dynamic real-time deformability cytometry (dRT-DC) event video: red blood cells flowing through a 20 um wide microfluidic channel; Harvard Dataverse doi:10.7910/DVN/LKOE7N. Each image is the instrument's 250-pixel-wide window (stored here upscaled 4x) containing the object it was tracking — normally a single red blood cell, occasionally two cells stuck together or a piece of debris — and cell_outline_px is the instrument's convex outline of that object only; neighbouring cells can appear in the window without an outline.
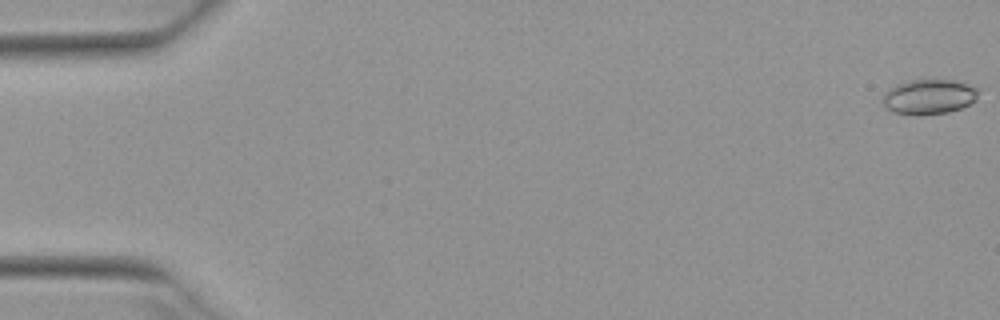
{"species": "Egyptian fruit bat (a non-hibernating species)", "species_latin": "Rousettus aegyptiacus", "temperature_condition": "warm", "stored_images_in_passage": 53, "camera_frame_rate_fps": 3000, "um_per_image_px": 0.085, "animal": {"sex": "female"}, "frame": {"image": 1, "passage_image": 1, "time_ms": 0.0, "image_size_px": [1000, 320], "cell_outline_px": [[980, 88], [976, 100], [960, 108], [948, 112], [916, 116], [892, 112], [884, 108], [880, 100], [884, 92], [896, 84], [912, 80], [952, 80], [968, 84]], "centroid_in_image_um": [78.91, 8.24], "position_along_channel_um": 6.1, "area_um2": 19.83}}
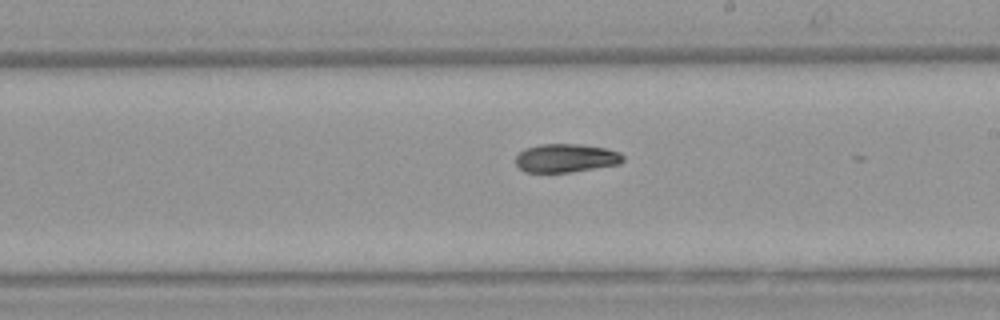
{"frame": {"image": 2, "passage_image": 31, "time_ms": 10.0, "image_size_px": [1000, 320], "cell_outline_px": [[624, 160], [620, 164], [568, 172], [524, 172], [516, 164], [516, 156], [524, 148], [540, 144], [580, 144], [604, 148], [620, 152], [624, 156]], "centroid_in_image_um": [48.1, 13.43], "position_along_channel_um": 240.9, "area_um2": 17.8}}
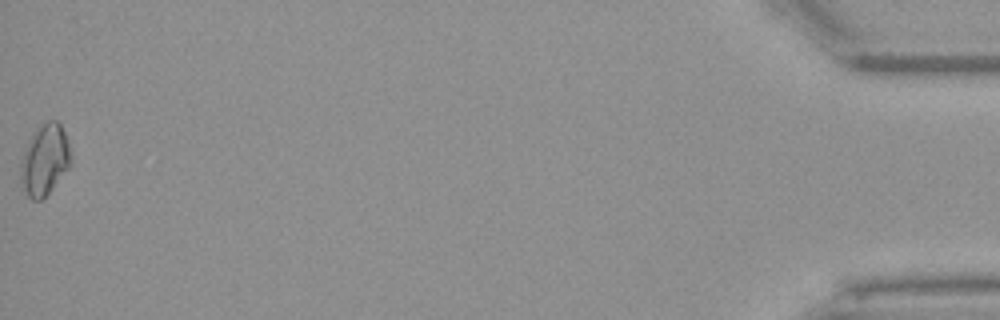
{"frame": {"image": 3, "passage_image": 53, "time_ms": 17.333, "image_size_px": [1000, 320], "cell_outline_px": [[72, 164], [52, 188], [40, 200], [32, 200], [24, 192], [20, 180], [20, 164], [24, 152], [32, 132], [40, 124], [48, 120], [56, 120], [60, 124], [64, 132], [68, 144], [72, 160]], "centroid_in_image_um": [3.79, 13.58], "position_along_channel_um": 431.4, "area_um2": 20.75}, "authors_computed_cell_mechanics": {"area_um2": 18.496, "velocity_mm_per_s": 3.9444, "shape_relaxation_time_tau1_ms": 7.5876, "shape_relaxation_time_tau2_ms": null, "deformation_change_tau1": 0.189, "deformation_change_tau2": null}}